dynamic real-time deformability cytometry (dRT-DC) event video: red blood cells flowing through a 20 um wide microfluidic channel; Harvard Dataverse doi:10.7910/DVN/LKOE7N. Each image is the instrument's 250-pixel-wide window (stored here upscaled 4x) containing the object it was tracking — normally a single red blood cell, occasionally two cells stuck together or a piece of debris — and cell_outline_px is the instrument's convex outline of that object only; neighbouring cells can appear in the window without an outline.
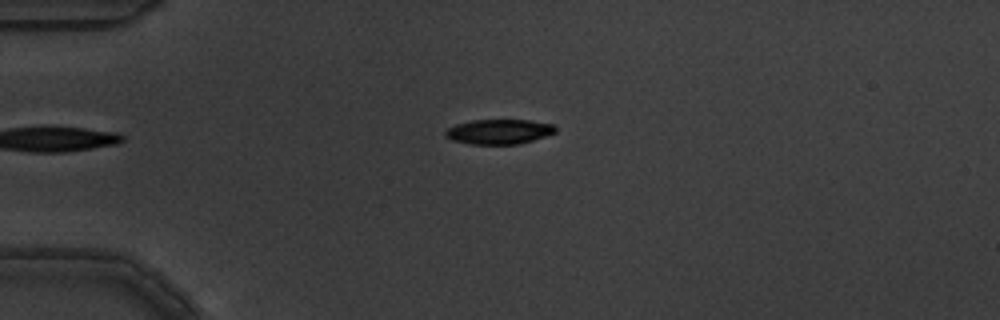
{"species": "common noctule bat (a hibernating species)", "species_latin": "Nyctalus noctula", "temperature_condition": "warm", "stored_images_in_passage": 2, "camera_frame_rate_fps": 3000, "um_per_image_px": 0.085, "animal": {"sex": "male", "body_mass_g": 19.5, "forearm_length_mm": 54.6}, "frame": {"image": 1, "passage_image": 2, "time_ms": 0.333, "image_size_px": [1000, 320], "cell_outline_px": [[556, 132], [532, 140], [516, 144], [472, 144], [452, 140], [444, 136], [444, 132], [448, 128], [456, 124], [472, 120], [528, 120], [556, 124]], "centroid_in_image_um": [42.41, 11.18], "position_along_channel_um": 42.6, "area_um2": 15.9}}